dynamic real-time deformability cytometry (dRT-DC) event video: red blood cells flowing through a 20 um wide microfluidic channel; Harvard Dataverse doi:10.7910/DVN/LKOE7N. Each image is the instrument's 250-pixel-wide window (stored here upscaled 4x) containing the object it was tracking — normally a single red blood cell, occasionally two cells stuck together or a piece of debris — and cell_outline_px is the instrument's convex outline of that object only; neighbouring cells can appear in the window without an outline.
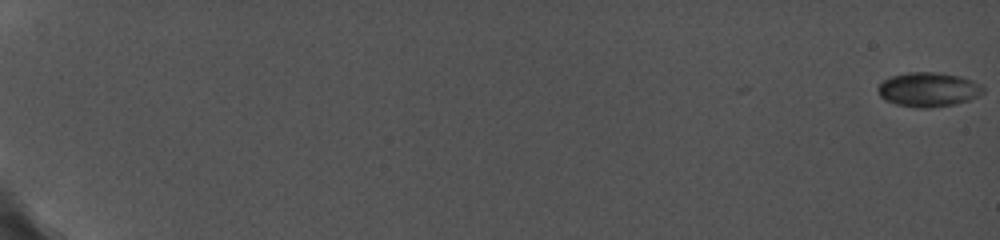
{"species": "common noctule bat (a hibernating species)", "species_latin": "Nyctalus noctula", "temperature_condition": "cold", "stored_images_in_passage": 4, "camera_frame_rate_fps": 5000, "um_per_image_px": 0.085, "animal": {"sex": "female", "body_mass_g": 19.0, "forearm_length_mm": 56.7}, "frame": {"image": 1, "passage_image": 1, "time_ms": 0.0, "image_size_px": [1000, 240], "cell_outline_px": [[984, 92], [968, 100], [956, 104], [924, 108], [916, 108], [896, 104], [880, 96], [876, 88], [884, 80], [892, 76], [908, 72], [936, 72], [960, 76], [972, 80], [984, 88]], "centroid_in_image_um": [78.9, 7.61], "position_along_channel_um": 6.1, "area_um2": 20.87}}